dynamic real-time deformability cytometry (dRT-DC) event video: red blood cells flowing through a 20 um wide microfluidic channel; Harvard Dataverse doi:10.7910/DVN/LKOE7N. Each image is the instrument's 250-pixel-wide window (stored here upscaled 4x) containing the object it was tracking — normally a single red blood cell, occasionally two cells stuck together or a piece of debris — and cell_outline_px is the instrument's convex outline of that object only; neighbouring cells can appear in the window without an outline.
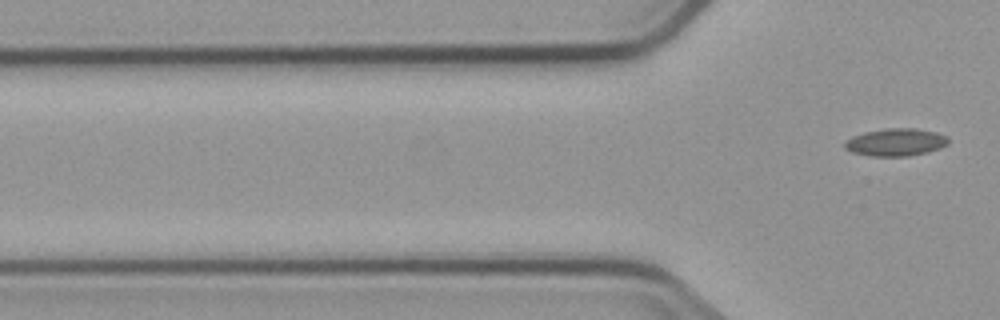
{"species": "common noctule bat (a hibernating species)", "species_latin": "Nyctalus noctula", "temperature_condition": "cold", "stored_images_in_passage": 5, "segment_of_instrument_passage": [2, 2], "camera_frame_rate_fps": 3000, "um_per_image_px": 0.085, "animal": {"sex": "male", "body_mass_g": 23.1, "forearm_length_mm": 52.7}, "frame": {"image": 1, "passage_image": 5, "time_ms": 4.667, "image_size_px": [1000, 320], "cell_outline_px": [[948, 144], [940, 148], [928, 152], [908, 156], [872, 156], [852, 152], [844, 148], [844, 144], [852, 136], [864, 132], [888, 128], [916, 128], [936, 132], [944, 136], [948, 140]], "centroid_in_image_um": [76.13, 12.09], "position_along_channel_um": 49.7, "area_um2": 16.53}}